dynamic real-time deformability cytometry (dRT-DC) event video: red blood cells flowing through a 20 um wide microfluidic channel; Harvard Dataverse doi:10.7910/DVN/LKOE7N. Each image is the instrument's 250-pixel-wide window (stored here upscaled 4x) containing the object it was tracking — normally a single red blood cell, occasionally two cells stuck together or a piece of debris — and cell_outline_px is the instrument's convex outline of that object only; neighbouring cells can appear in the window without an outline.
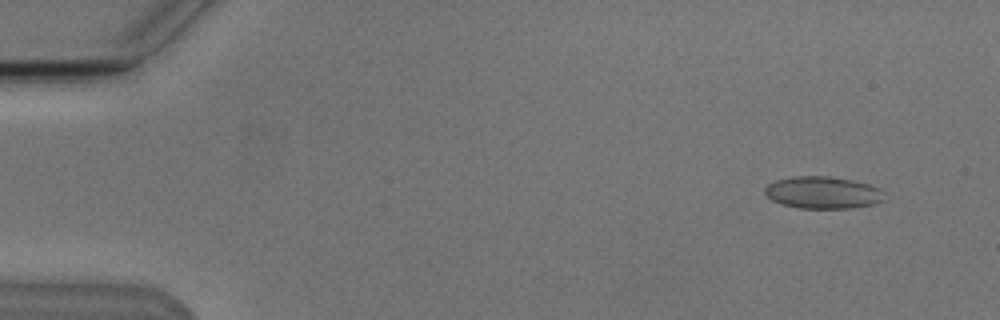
{"species": "Egyptian fruit bat (a non-hibernating species)", "species_latin": "Rousettus aegyptiacus", "temperature_condition": "cold", "stored_images_in_passage": 6, "camera_frame_rate_fps": 3000, "um_per_image_px": 0.085, "animal": {"sex": "male"}, "frame": {"image": 1, "passage_image": 2, "time_ms": 1.0, "image_size_px": [1000, 320], "cell_outline_px": [[888, 200], [876, 204], [852, 208], [800, 208], [784, 204], [772, 200], [764, 192], [764, 188], [768, 184], [776, 180], [792, 176], [832, 176], [852, 180], [868, 184], [880, 188], [884, 192]], "centroid_in_image_um": [70.01, 16.37], "position_along_channel_um": 15.0, "area_um2": 22.66}}
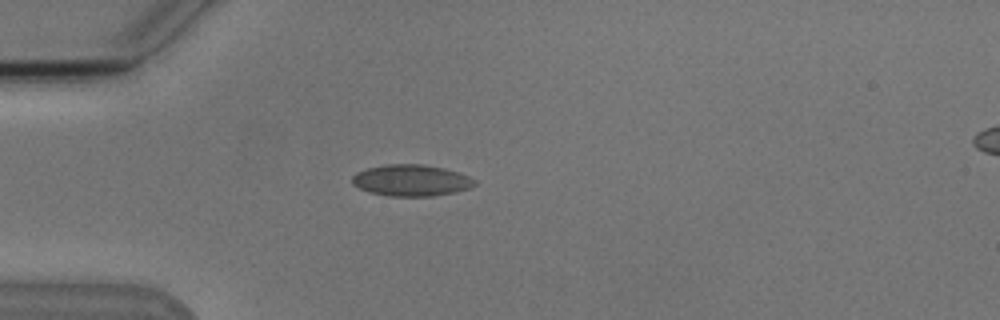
{"frame": {"image": 2, "passage_image": 5, "time_ms": 4.667, "image_size_px": [1000, 320], "cell_outline_px": [[476, 184], [468, 188], [456, 192], [432, 196], [388, 196], [368, 192], [352, 184], [352, 176], [356, 172], [368, 168], [388, 164], [424, 164], [444, 168], [468, 176], [476, 180]], "centroid_in_image_um": [34.94, 15.33], "position_along_channel_um": 50.1, "area_um2": 22.43}}